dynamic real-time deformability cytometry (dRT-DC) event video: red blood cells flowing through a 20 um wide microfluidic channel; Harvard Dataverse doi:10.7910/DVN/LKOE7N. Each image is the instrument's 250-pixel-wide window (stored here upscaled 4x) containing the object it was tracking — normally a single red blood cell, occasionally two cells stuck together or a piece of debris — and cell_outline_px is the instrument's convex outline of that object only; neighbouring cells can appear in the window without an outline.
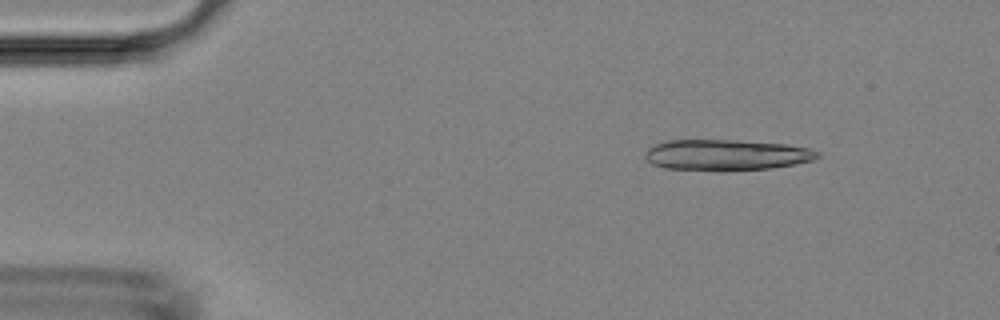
{"species": "Egyptian fruit bat (a non-hibernating species)", "species_latin": "Rousettus aegyptiacus", "temperature_condition": "room temperature", "stored_images_in_passage": 5, "camera_frame_rate_fps": 3000, "um_per_image_px": 0.085, "animal": {"sex": "female"}, "frame": {"image": 1, "passage_image": 2, "time_ms": 1.333, "image_size_px": [1000, 320], "cell_outline_px": [[820, 156], [816, 160], [796, 164], [772, 168], [724, 172], [716, 172], [664, 168], [652, 164], [644, 156], [644, 152], [648, 148], [664, 140], [736, 140], [788, 144], [808, 148], [820, 152]], "centroid_in_image_um": [61.75, 13.19], "position_along_channel_um": 23.3, "area_um2": 31.91}}
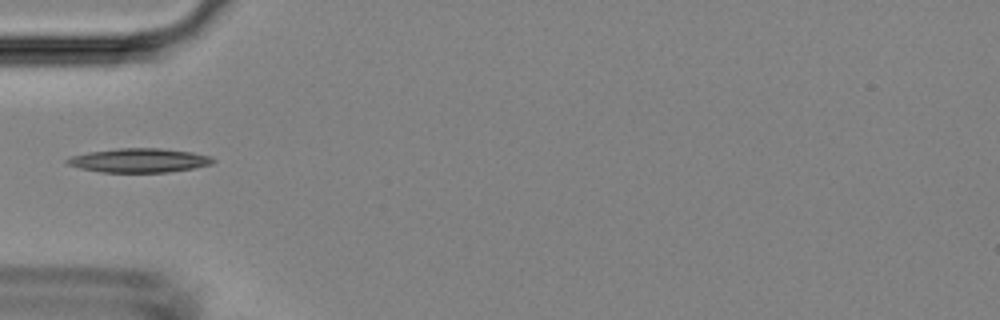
{"frame": {"image": 2, "passage_image": 5, "time_ms": 4.667, "image_size_px": [1000, 320], "cell_outline_px": [[216, 160], [212, 164], [192, 168], [168, 172], [100, 172], [80, 168], [68, 164], [64, 160], [72, 156], [88, 152], [120, 148], [160, 148], [192, 152], [212, 156]], "centroid_in_image_um": [11.85, 13.63], "position_along_channel_um": 73.2, "area_um2": 20.4}}